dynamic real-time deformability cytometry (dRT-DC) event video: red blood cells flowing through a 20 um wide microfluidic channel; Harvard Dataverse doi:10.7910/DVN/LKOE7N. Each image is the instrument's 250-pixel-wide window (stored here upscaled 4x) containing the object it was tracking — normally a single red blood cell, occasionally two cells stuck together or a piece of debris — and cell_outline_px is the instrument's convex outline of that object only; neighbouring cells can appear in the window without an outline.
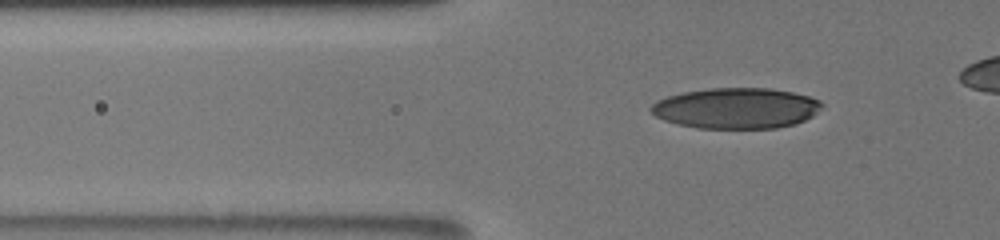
{"species": "human", "species_latin": "Homo sapiens", "temperature_condition": "room temperature", "stored_images_in_passage": 57, "camera_frame_rate_fps": 3000, "um_per_image_px": 0.085, "donor": {"sex": "male"}, "frame": {"image": 1, "passage_image": 12, "time_ms": 4.333, "image_size_px": [1000, 240], "cell_outline_px": [[824, 104], [812, 116], [796, 124], [776, 128], [696, 128], [664, 120], [656, 116], [648, 108], [656, 100], [668, 96], [684, 92], [708, 88], [768, 88], [792, 92], [808, 96], [820, 100]], "centroid_in_image_um": [62.57, 9.19], "position_along_channel_um": 63.2, "area_um2": 40.52}}
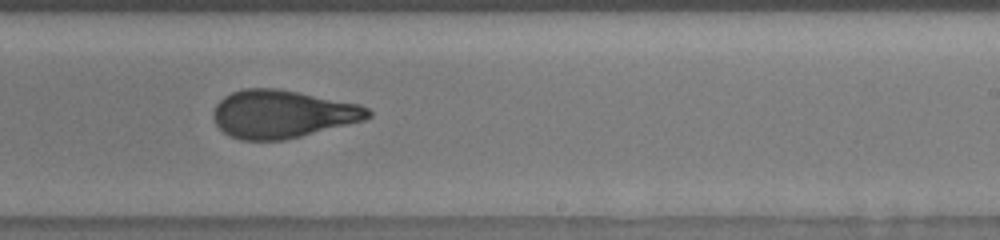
{"frame": {"image": 2, "passage_image": 42, "time_ms": 10.0, "image_size_px": [1000, 240], "cell_outline_px": [[372, 116], [364, 120], [284, 140], [240, 140], [228, 136], [216, 124], [212, 116], [212, 112], [216, 104], [224, 96], [232, 92], [244, 88], [276, 88], [360, 104], [368, 108], [372, 112]], "centroid_in_image_um": [23.97, 9.69], "position_along_channel_um": 265.0, "area_um2": 43.12}}
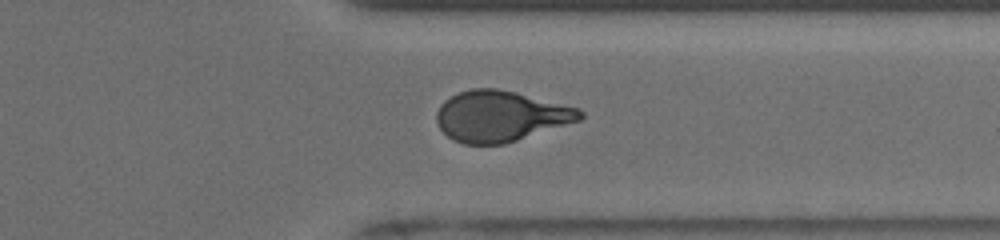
{"frame": {"image": 3, "passage_image": 51, "time_ms": 12.667, "image_size_px": [1000, 240], "cell_outline_px": [[584, 116], [580, 120], [504, 144], [464, 144], [452, 140], [440, 128], [436, 120], [436, 112], [440, 104], [444, 100], [460, 92], [472, 88], [496, 88], [516, 92], [580, 108], [584, 112]], "centroid_in_image_um": [42.54, 9.87], "position_along_channel_um": 368.9, "area_um2": 42.37}}